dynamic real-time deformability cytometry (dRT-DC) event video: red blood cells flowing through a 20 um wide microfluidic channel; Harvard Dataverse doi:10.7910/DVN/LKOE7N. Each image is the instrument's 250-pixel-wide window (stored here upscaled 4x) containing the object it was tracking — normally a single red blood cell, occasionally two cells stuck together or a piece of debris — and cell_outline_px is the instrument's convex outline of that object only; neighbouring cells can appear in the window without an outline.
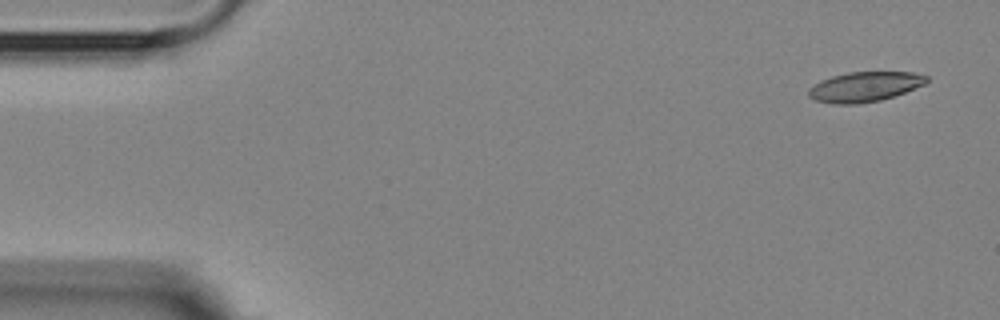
{"species": "Egyptian fruit bat (a non-hibernating species)", "species_latin": "Rousettus aegyptiacus", "temperature_condition": "room temperature", "stored_images_in_passage": 4, "camera_frame_rate_fps": 3000, "um_per_image_px": 0.085, "animal": {"sex": "female"}, "frame": {"image": 1, "passage_image": 4, "time_ms": 4.333, "image_size_px": [1000, 320], "cell_outline_px": [[928, 80], [924, 84], [904, 92], [880, 100], [856, 104], [832, 104], [816, 100], [808, 96], [808, 88], [820, 80], [832, 76], [848, 72], [912, 72], [928, 76]], "centroid_in_image_um": [73.45, 7.37], "position_along_channel_um": 11.5, "area_um2": 20.46}}